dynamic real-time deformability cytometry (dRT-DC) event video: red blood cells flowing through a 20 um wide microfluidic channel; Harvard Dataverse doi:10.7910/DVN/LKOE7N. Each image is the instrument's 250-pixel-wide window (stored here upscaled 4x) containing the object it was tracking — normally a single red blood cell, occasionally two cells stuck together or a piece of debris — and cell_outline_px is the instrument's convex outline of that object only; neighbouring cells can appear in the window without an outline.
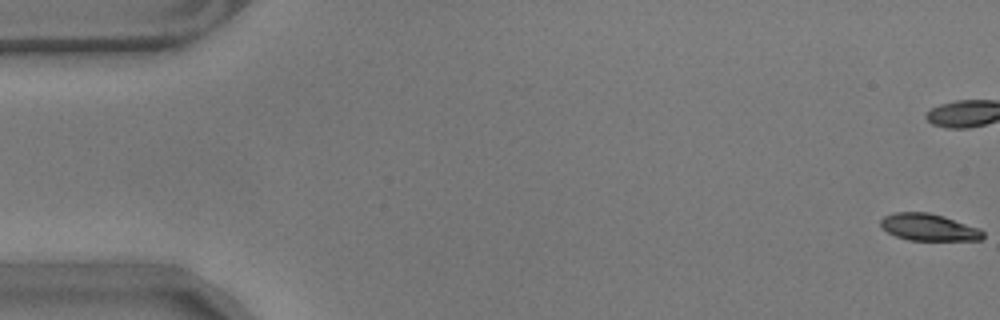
{"species": "common noctule bat (a hibernating species)", "species_latin": "Nyctalus noctula", "temperature_condition": "warm", "stored_images_in_passage": 14, "camera_frame_rate_fps": 3000, "um_per_image_px": 0.085, "animal": {"sex": "male", "body_mass_g": 17.9}, "frame": {"image": 1, "passage_image": 1, "time_ms": 0.0, "image_size_px": [1000, 320], "cell_outline_px": [[984, 236], [980, 240], [908, 240], [896, 236], [880, 228], [880, 220], [884, 216], [892, 212], [928, 212], [944, 216], [980, 228], [984, 232]], "centroid_in_image_um": [78.92, 19.31], "position_along_channel_um": 6.1, "area_um2": 16.24}}